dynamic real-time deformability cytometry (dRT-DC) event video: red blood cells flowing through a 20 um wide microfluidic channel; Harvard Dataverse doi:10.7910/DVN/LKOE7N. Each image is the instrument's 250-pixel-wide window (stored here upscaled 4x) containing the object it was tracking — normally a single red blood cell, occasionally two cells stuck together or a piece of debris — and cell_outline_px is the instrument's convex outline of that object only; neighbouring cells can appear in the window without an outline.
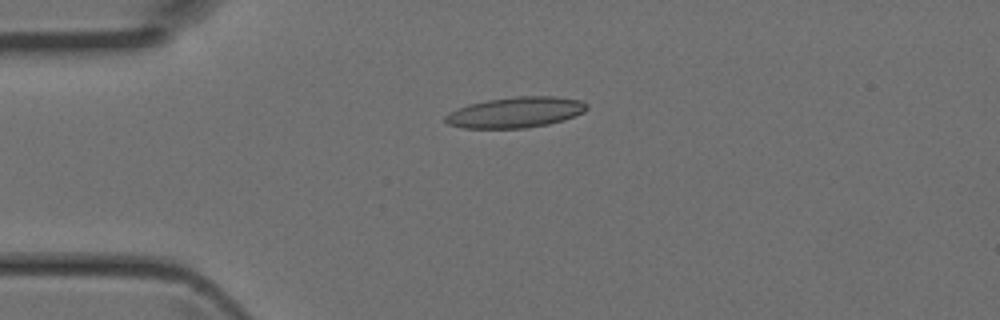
{"species": "Egyptian fruit bat (a non-hibernating species)", "species_latin": "Rousettus aegyptiacus", "temperature_condition": "room temperature", "stored_images_in_passage": 34, "camera_frame_rate_fps": 3000, "um_per_image_px": 0.085, "animal": {"sex": "female"}, "frame": {"image": 1, "passage_image": 1, "time_ms": 0.0, "image_size_px": [1000, 320], "cell_outline_px": [[588, 108], [584, 112], [576, 116], [564, 120], [548, 124], [524, 128], [464, 128], [448, 124], [444, 120], [444, 116], [448, 112], [468, 104], [488, 100], [516, 96], [556, 96], [580, 100], [588, 104]], "centroid_in_image_um": [43.83, 9.54], "position_along_channel_um": 41.2, "area_um2": 25.43}}
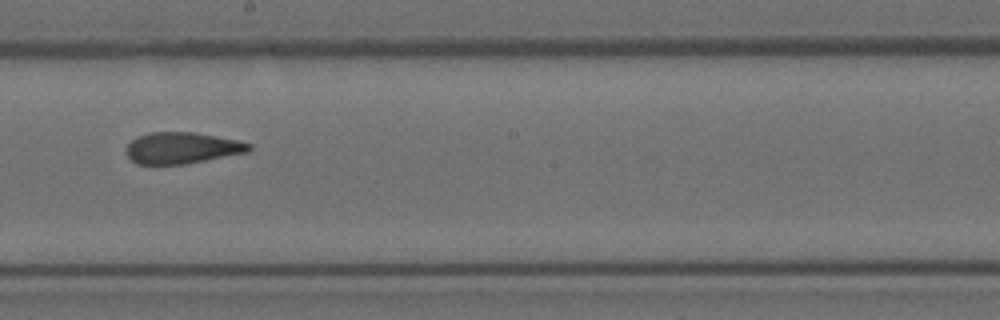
{"frame": {"image": 2, "passage_image": 15, "time_ms": 4.667, "image_size_px": [1000, 320], "cell_outline_px": [[252, 148], [248, 152], [184, 164], [136, 164], [128, 156], [128, 144], [132, 140], [140, 136], [152, 132], [192, 132], [240, 140], [252, 144]], "centroid_in_image_um": [15.52, 12.57], "position_along_channel_um": 232.7, "area_um2": 22.2}}
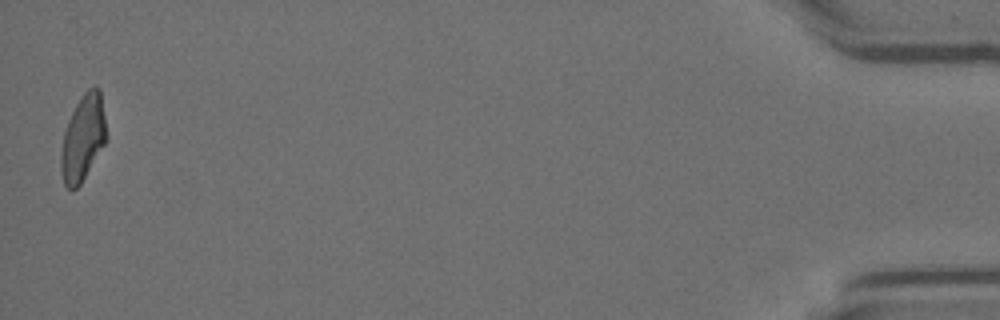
{"frame": {"image": 3, "passage_image": 34, "time_ms": 11.0, "image_size_px": [1000, 320], "cell_outline_px": [[104, 144], [80, 184], [72, 192], [64, 184], [60, 168], [60, 156], [64, 132], [68, 120], [80, 96], [88, 88], [96, 84], [100, 88], [104, 116]], "centroid_in_image_um": [7.01, 11.7], "position_along_channel_um": 428.2, "area_um2": 22.37}}